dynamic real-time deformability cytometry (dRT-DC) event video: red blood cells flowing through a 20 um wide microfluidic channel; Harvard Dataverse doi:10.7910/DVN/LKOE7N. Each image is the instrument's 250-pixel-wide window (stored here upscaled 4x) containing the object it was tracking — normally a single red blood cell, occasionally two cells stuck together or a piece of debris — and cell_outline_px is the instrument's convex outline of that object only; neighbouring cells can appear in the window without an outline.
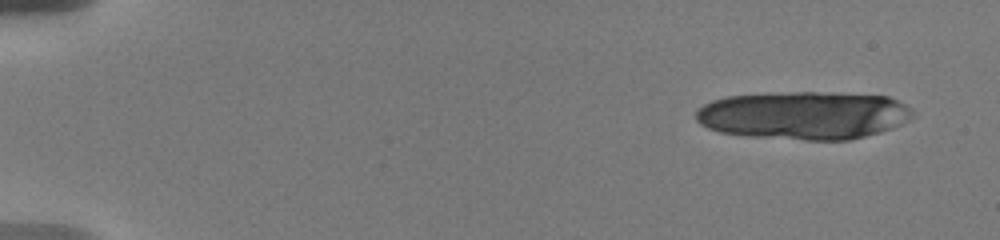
{"species": "human", "species_latin": "Homo sapiens", "temperature_condition": "warm", "stored_images_in_passage": 11, "camera_frame_rate_fps": 3000, "um_per_image_px": 0.085, "donor": {"sex": "male"}, "frame": {"image": 1, "passage_image": 1, "time_ms": 0.0, "image_size_px": [1000, 240], "cell_outline_px": [[912, 116], [908, 120], [892, 128], [880, 132], [852, 140], [804, 140], [748, 136], [720, 132], [708, 128], [700, 124], [696, 120], [696, 112], [704, 104], [712, 100], [728, 96], [792, 92], [832, 92], [888, 96], [912, 108]], "centroid_in_image_um": [68.34, 9.8], "position_along_channel_um": 16.7, "area_um2": 60.86}}